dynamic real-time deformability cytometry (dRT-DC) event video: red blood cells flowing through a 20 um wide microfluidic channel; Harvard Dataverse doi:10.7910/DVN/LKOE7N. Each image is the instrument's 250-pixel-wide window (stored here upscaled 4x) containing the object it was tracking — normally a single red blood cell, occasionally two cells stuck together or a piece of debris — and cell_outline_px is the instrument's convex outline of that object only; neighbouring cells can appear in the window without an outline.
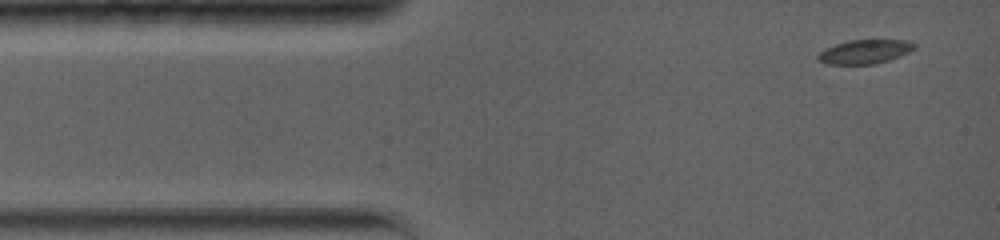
{"species": "common noctule bat (a hibernating species)", "species_latin": "Nyctalus noctula", "temperature_condition": "warm", "stored_images_in_passage": 5, "camera_frame_rate_fps": 5000, "um_per_image_px": 0.085, "animal": {"sex": "female", "body_mass_g": 19.0, "forearm_length_mm": 56.7}, "frame": {"image": 1, "passage_image": 1, "time_ms": 0.0, "image_size_px": [1000, 240], "cell_outline_px": [[916, 48], [908, 52], [888, 60], [876, 64], [824, 64], [816, 60], [816, 56], [824, 48], [848, 40], [908, 40], [916, 44]], "centroid_in_image_um": [73.46, 4.39], "position_along_channel_um": 11.5, "area_um2": 13.58}}
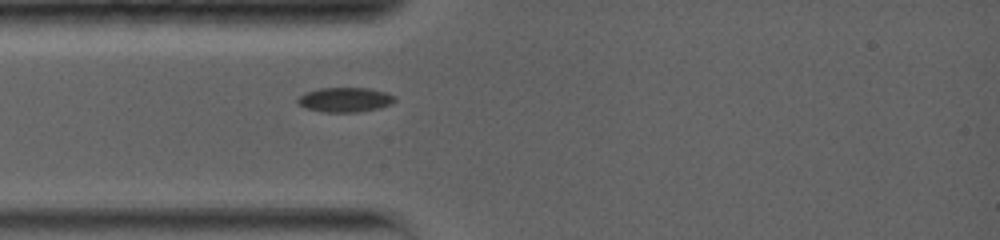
{"frame": {"image": 2, "passage_image": 4, "time_ms": 2.8, "image_size_px": [1000, 240], "cell_outline_px": [[396, 100], [392, 104], [360, 112], [324, 112], [308, 108], [296, 104], [296, 100], [304, 92], [320, 88], [368, 88], [384, 92], [396, 96]], "centroid_in_image_um": [29.31, 8.47], "position_along_channel_um": 55.7, "area_um2": 13.93}}
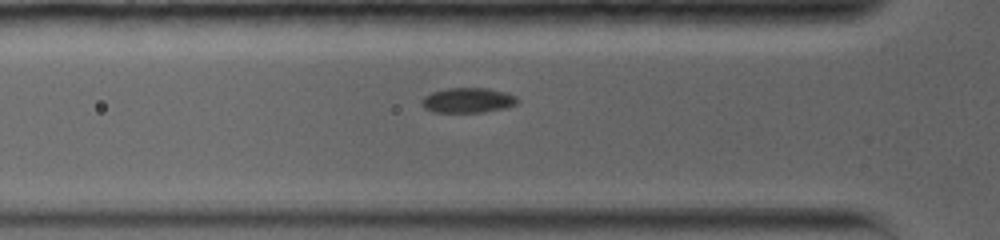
{"frame": {"image": 3, "passage_image": 5, "time_ms": 3.6, "image_size_px": [1000, 240], "cell_outline_px": [[520, 100], [516, 104], [508, 108], [484, 112], [432, 112], [424, 108], [420, 104], [420, 100], [424, 96], [432, 92], [444, 88], [488, 88], [508, 92], [516, 96]], "centroid_in_image_um": [39.78, 8.52], "position_along_channel_um": 86.0, "area_um2": 14.33}}